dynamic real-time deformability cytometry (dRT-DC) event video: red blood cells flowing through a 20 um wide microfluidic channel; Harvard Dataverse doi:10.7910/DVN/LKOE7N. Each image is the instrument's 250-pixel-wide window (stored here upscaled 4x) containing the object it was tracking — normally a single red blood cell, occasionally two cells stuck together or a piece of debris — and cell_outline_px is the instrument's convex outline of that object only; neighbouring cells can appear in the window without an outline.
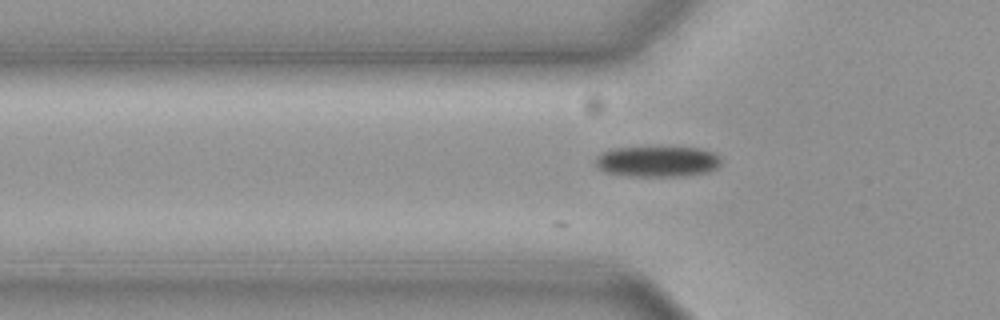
{"species": "common noctule bat (a hibernating species)", "species_latin": "Nyctalus noctula", "temperature_condition": "cold", "stored_images_in_passage": 31, "camera_frame_rate_fps": 3000, "um_per_image_px": 0.085, "animal": {"sex": "female", "body_mass_g": 19.3, "forearm_length_mm": 54.1}, "frame": {"image": 1, "passage_image": 2, "time_ms": 0.333, "image_size_px": [1000, 320], "cell_outline_px": [[720, 164], [716, 168], [708, 172], [688, 176], [628, 176], [604, 172], [596, 168], [596, 156], [612, 148], [696, 148], [712, 152], [720, 156]], "centroid_in_image_um": [55.86, 13.75], "position_along_channel_um": 69.9, "area_um2": 22.43}}
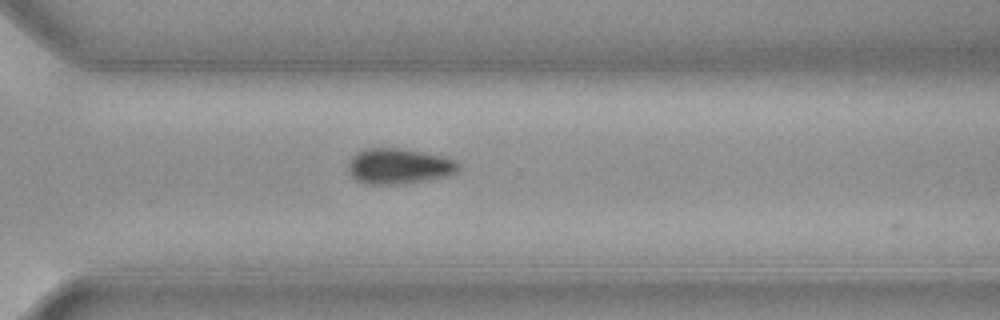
{"frame": {"image": 2, "passage_image": 24, "time_ms": 7.667, "image_size_px": [1000, 320], "cell_outline_px": [[460, 168], [456, 172], [448, 176], [396, 184], [364, 184], [356, 180], [348, 172], [348, 160], [356, 152], [364, 148], [400, 148], [440, 156], [452, 160]], "centroid_in_image_um": [33.8, 14.12], "position_along_channel_um": 336.8, "area_um2": 22.54}}
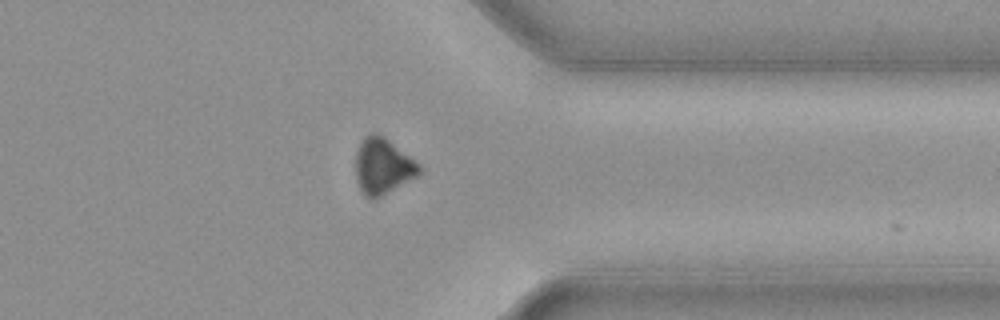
{"frame": {"image": 3, "passage_image": 28, "time_ms": 9.0, "image_size_px": [1000, 320], "cell_outline_px": [[424, 168], [416, 176], [376, 200], [372, 200], [364, 196], [360, 192], [356, 180], [356, 152], [364, 136], [372, 132], [376, 132], [384, 136], [420, 164]], "centroid_in_image_um": [32.52, 14.15], "position_along_channel_um": 378.9, "area_um2": 21.04}}